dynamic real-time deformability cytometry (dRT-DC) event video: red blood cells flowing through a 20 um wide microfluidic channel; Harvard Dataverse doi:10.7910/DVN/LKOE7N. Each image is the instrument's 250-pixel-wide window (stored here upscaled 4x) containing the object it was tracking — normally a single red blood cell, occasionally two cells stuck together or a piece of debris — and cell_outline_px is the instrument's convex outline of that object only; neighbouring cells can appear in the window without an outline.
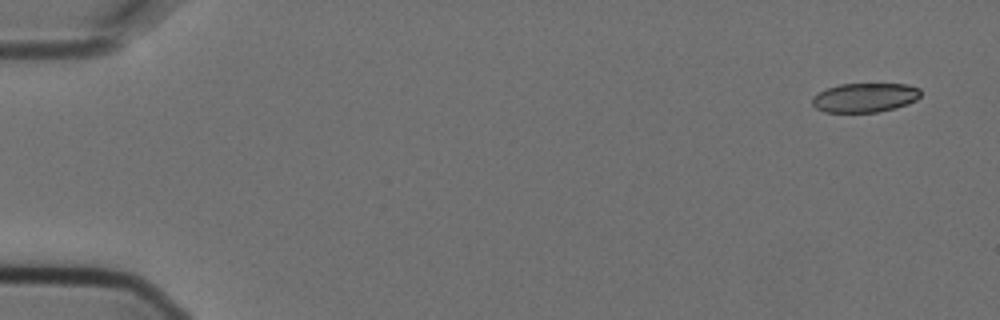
{"species": "Egyptian fruit bat (a non-hibernating species)", "species_latin": "Rousettus aegyptiacus", "temperature_condition": "cold", "stored_images_in_passage": 6, "segment_of_instrument_passage": [2, 2], "camera_frame_rate_fps": 3000, "um_per_image_px": 0.085, "animal": {"sex": "female"}, "frame": {"image": 1, "passage_image": 6, "time_ms": 1.667, "image_size_px": [1000, 320], "cell_outline_px": [[920, 96], [916, 100], [908, 104], [896, 108], [876, 112], [824, 112], [816, 108], [812, 104], [812, 96], [816, 92], [840, 84], [908, 84], [920, 88]], "centroid_in_image_um": [73.5, 8.29], "position_along_channel_um": 11.5, "area_um2": 18.61}}